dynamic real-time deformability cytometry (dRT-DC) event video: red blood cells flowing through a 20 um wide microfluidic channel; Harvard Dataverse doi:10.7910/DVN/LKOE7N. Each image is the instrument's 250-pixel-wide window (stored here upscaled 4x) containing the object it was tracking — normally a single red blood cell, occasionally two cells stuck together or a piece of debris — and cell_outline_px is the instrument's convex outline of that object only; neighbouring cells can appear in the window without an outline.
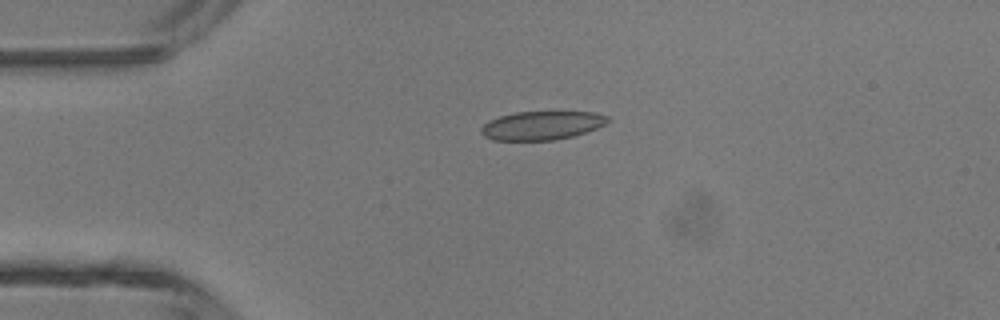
{"species": "common noctule bat (a hibernating species)", "species_latin": "Nyctalus noctula", "temperature_condition": "room temperature", "stored_images_in_passage": 6, "camera_frame_rate_fps": 3000, "um_per_image_px": 0.085, "animal": {"sex": "male", "body_mass_g": 13.3}, "frame": {"image": 1, "passage_image": 6, "time_ms": 1.667, "image_size_px": [1000, 320], "cell_outline_px": [[608, 120], [604, 124], [596, 128], [572, 136], [556, 140], [492, 140], [484, 136], [480, 132], [480, 128], [488, 120], [500, 116], [516, 112], [592, 112], [608, 116]], "centroid_in_image_um": [46.0, 10.67], "position_along_channel_um": 39.0, "area_um2": 20.98}}